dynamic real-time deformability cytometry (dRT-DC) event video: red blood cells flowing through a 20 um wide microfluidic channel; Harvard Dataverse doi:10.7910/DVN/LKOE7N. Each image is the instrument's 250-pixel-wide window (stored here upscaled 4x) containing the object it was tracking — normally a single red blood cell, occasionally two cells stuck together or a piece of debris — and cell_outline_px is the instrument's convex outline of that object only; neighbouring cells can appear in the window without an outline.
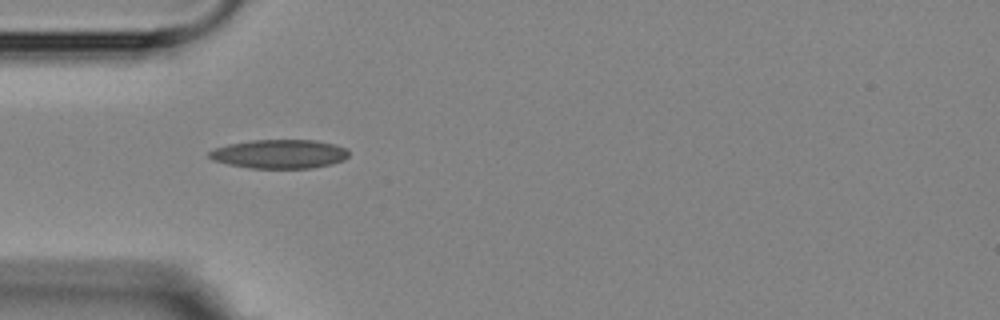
{"species": "Egyptian fruit bat (a non-hibernating species)", "species_latin": "Rousettus aegyptiacus", "temperature_condition": "room temperature", "stored_images_in_passage": 2, "camera_frame_rate_fps": 3000, "um_per_image_px": 0.085, "animal": {"sex": "female"}, "frame": {"image": 1, "passage_image": 1, "time_ms": 0.0, "image_size_px": [1000, 320], "cell_outline_px": [[348, 156], [344, 160], [332, 164], [312, 168], [248, 168], [228, 164], [216, 160], [208, 156], [208, 152], [216, 148], [228, 144], [252, 140], [316, 140], [332, 144], [344, 148], [348, 152]], "centroid_in_image_um": [23.76, 13.09], "position_along_channel_um": 61.2, "area_um2": 23.35}}
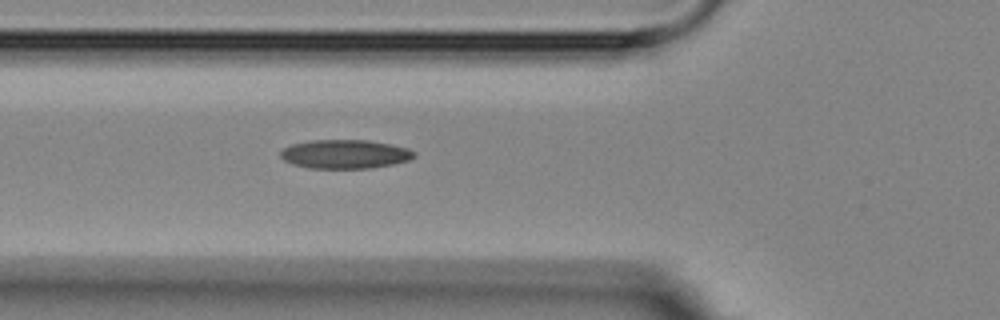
{"frame": {"image": 2, "passage_image": 2, "time_ms": 1.0, "image_size_px": [1000, 320], "cell_outline_px": [[416, 156], [408, 160], [392, 164], [372, 168], [308, 168], [292, 164], [284, 160], [280, 156], [280, 152], [284, 148], [292, 144], [312, 140], [368, 140], [408, 148], [416, 152]], "centroid_in_image_um": [29.32, 13.1], "position_along_channel_um": 96.5, "area_um2": 22.43}}